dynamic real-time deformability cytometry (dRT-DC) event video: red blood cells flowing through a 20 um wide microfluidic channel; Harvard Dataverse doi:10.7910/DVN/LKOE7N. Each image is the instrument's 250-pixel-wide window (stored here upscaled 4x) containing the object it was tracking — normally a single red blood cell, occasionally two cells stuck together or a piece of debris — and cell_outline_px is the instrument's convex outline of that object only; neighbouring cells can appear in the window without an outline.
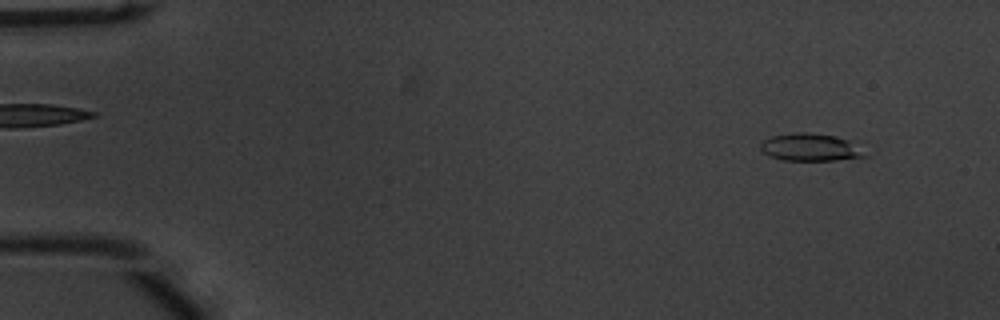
{"species": "common noctule bat (a hibernating species)", "species_latin": "Nyctalus noctula", "temperature_condition": "warm", "stored_images_in_passage": 53, "camera_frame_rate_fps": 3000, "um_per_image_px": 0.085, "animal": {"sex": "male", "body_mass_g": 20.1, "forearm_length_mm": 53.5}, "frame": {"image": 1, "passage_image": 4, "time_ms": 1.0, "image_size_px": [1000, 320], "cell_outline_px": [[868, 156], [836, 160], [784, 160], [772, 156], [764, 152], [760, 148], [760, 144], [764, 140], [772, 136], [792, 132], [808, 132], [836, 136], [848, 140]], "centroid_in_image_um": [68.85, 12.51], "position_along_channel_um": 16.2, "area_um2": 16.42}}
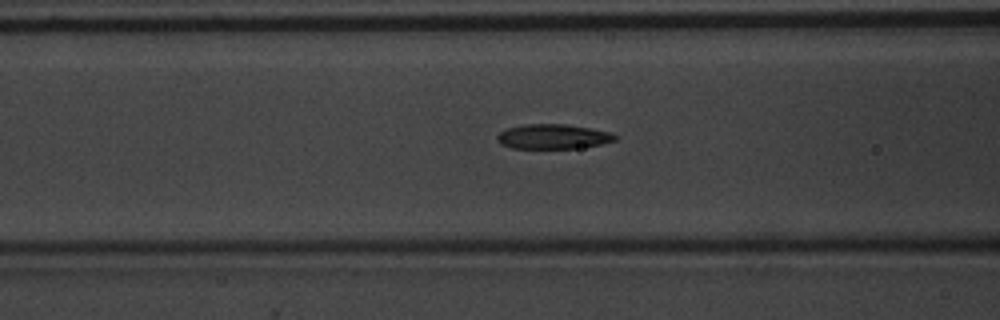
{"frame": {"image": 2, "passage_image": 21, "time_ms": 6.667, "image_size_px": [1000, 320], "cell_outline_px": [[620, 136], [616, 140], [600, 144], [580, 148], [512, 148], [500, 144], [496, 140], [496, 136], [500, 132], [508, 128], [524, 124], [564, 124], [592, 128], [612, 132]], "centroid_in_image_um": [47.04, 11.6], "position_along_channel_um": 119.6, "area_um2": 17.17}}
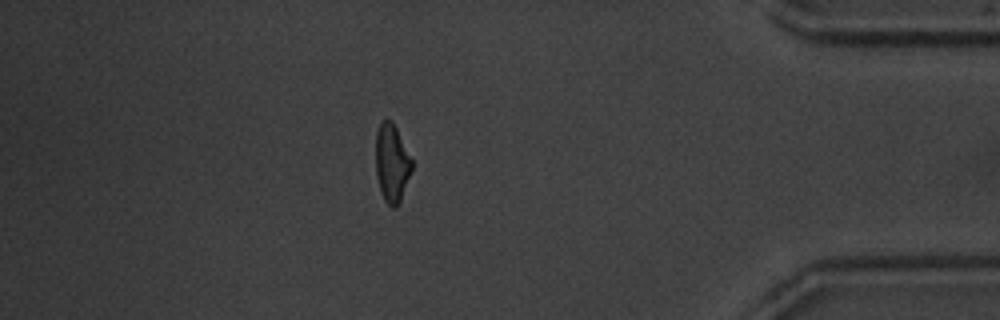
{"frame": {"image": 3, "passage_image": 46, "time_ms": 15.0, "image_size_px": [1000, 320], "cell_outline_px": [[412, 168], [400, 200], [396, 208], [392, 208], [384, 200], [380, 192], [376, 176], [376, 132], [380, 124], [384, 120], [392, 120], [412, 160]], "centroid_in_image_um": [33.28, 13.88], "position_along_channel_um": 401.9, "area_um2": 16.24}, "authors_computed_cell_mechanics": {"area_um2": 16.9932, "velocity_mm_per_s": 3.8158, "shape_relaxation_time_tau1_ms": 3.4105, "shape_relaxation_time_tau2_ms": 3.2773, "deformation_change_tau1": 0.1374, "deformation_change_tau2": 0.1076}}